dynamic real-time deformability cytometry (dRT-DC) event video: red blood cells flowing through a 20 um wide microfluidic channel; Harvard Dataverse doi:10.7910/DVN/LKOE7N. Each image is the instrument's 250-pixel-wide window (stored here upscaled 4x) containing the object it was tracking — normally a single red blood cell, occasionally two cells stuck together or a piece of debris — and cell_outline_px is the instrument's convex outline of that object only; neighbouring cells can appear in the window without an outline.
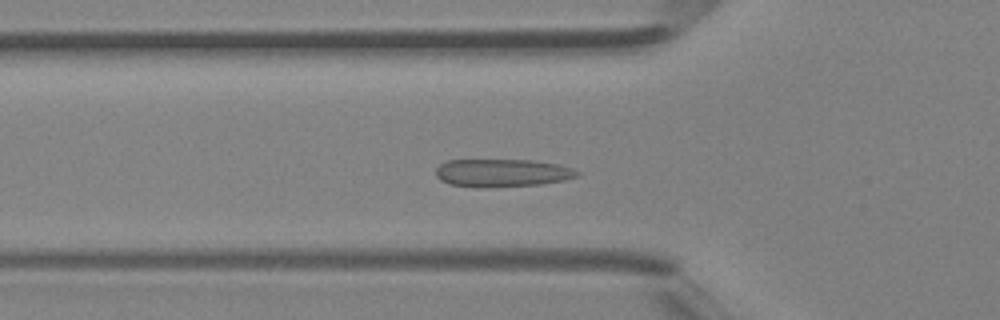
{"species": "Egyptian fruit bat (a non-hibernating species)", "species_latin": "Rousettus aegyptiacus", "temperature_condition": "room temperature", "stored_images_in_passage": 41, "camera_frame_rate_fps": 3000, "um_per_image_px": 0.085, "animal": {"sex": "female"}, "frame": {"image": 1, "passage_image": 15, "time_ms": 4.667, "image_size_px": [1000, 320], "cell_outline_px": [[580, 172], [576, 176], [564, 180], [540, 184], [448, 184], [440, 180], [436, 176], [436, 168], [440, 164], [448, 160], [532, 160], [560, 164], [572, 168]], "centroid_in_image_um": [42.72, 14.63], "position_along_channel_um": 83.1, "area_um2": 21.73}}
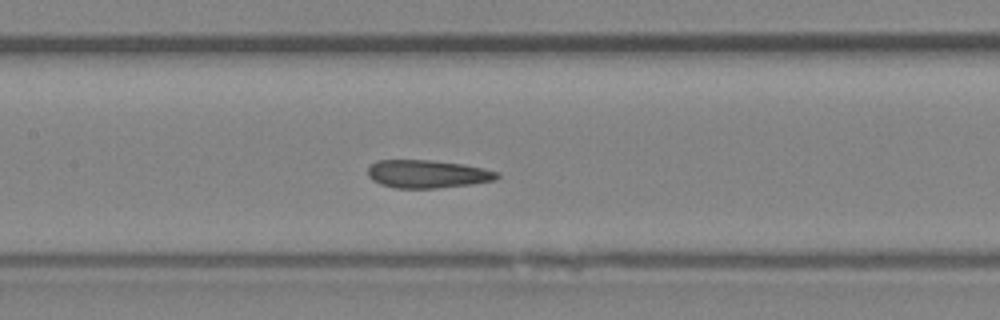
{"frame": {"image": 2, "passage_image": 21, "time_ms": 6.667, "image_size_px": [1000, 320], "cell_outline_px": [[500, 176], [496, 180], [468, 184], [436, 188], [396, 188], [380, 184], [372, 180], [368, 176], [368, 168], [376, 160], [432, 160], [464, 164], [484, 168], [500, 172]], "centroid_in_image_um": [36.34, 14.78], "position_along_channel_um": 171.1, "area_um2": 21.15}}
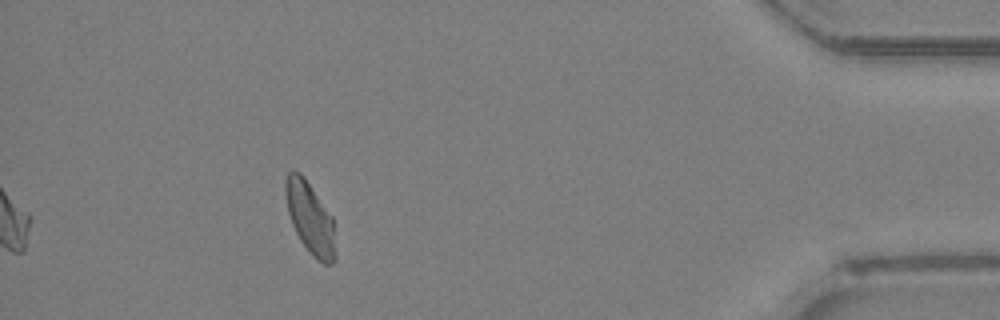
{"frame": {"image": 3, "passage_image": 41, "time_ms": 13.333, "image_size_px": [1000, 320], "cell_outline_px": [[336, 260], [332, 264], [324, 264], [312, 256], [300, 240], [292, 224], [288, 212], [284, 192], [284, 180], [288, 172], [292, 168], [300, 172], [304, 176], [332, 216], [336, 256]], "centroid_in_image_um": [26.34, 18.51], "position_along_channel_um": 408.9, "area_um2": 21.1}, "authors_computed_cell_mechanics": {"area_um2": 21.1548, "velocity_mm_per_s": 4.4068, "shape_relaxation_time_tau1_ms": 5.6564, "shape_relaxation_time_tau2_ms": 0.9825, "deformation_change_tau1": 0.1562, "deformation_change_tau2": 0.0807}}